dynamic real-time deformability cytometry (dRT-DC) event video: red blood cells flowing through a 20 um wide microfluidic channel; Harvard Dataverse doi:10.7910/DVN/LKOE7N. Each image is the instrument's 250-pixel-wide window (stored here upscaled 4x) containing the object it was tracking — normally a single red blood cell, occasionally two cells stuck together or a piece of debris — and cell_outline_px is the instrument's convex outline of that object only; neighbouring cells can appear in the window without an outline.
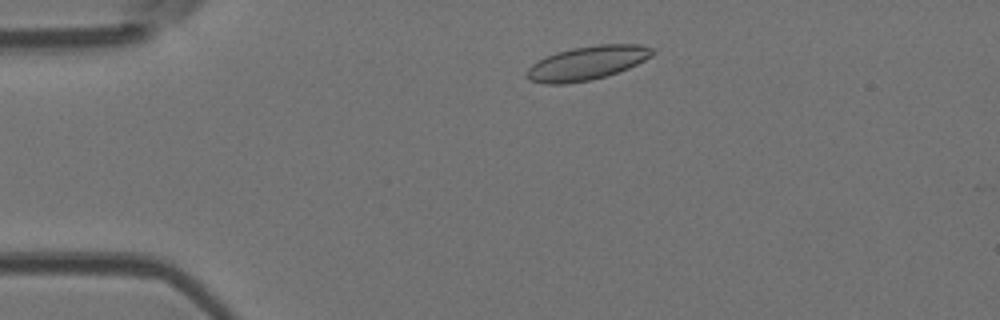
{"species": "Egyptian fruit bat (a non-hibernating species)", "species_latin": "Rousettus aegyptiacus", "temperature_condition": "room temperature", "stored_images_in_passage": 45, "camera_frame_rate_fps": 3000, "um_per_image_px": 0.085, "animal": {"sex": "female"}, "frame": {"image": 1, "passage_image": 4, "time_ms": 1.0, "image_size_px": [1000, 320], "cell_outline_px": [[652, 56], [628, 68], [592, 80], [568, 84], [544, 84], [528, 80], [528, 68], [532, 64], [556, 52], [572, 48], [600, 44], [640, 44], [652, 48]], "centroid_in_image_um": [49.89, 5.36], "position_along_channel_um": 35.1, "area_um2": 24.51}}
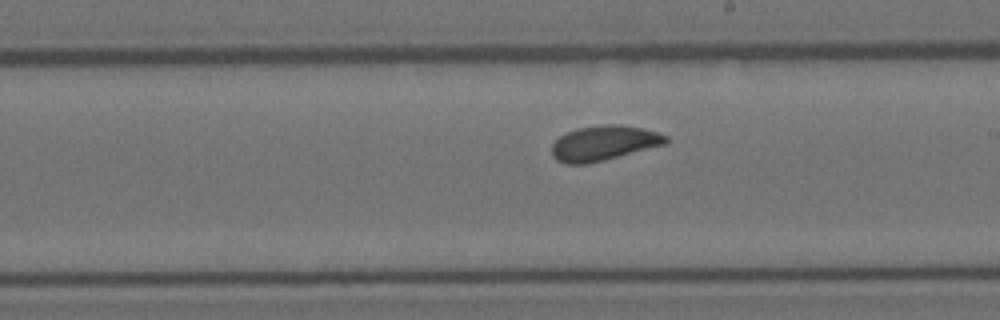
{"frame": {"image": 2, "passage_image": 23, "time_ms": 7.333, "image_size_px": [1000, 320], "cell_outline_px": [[668, 144], [588, 164], [564, 164], [556, 160], [552, 156], [552, 144], [560, 136], [576, 128], [604, 124], [620, 124], [640, 128], [656, 132], [668, 136]], "centroid_in_image_um": [51.32, 12.17], "position_along_channel_um": 237.7, "area_um2": 23.35}}
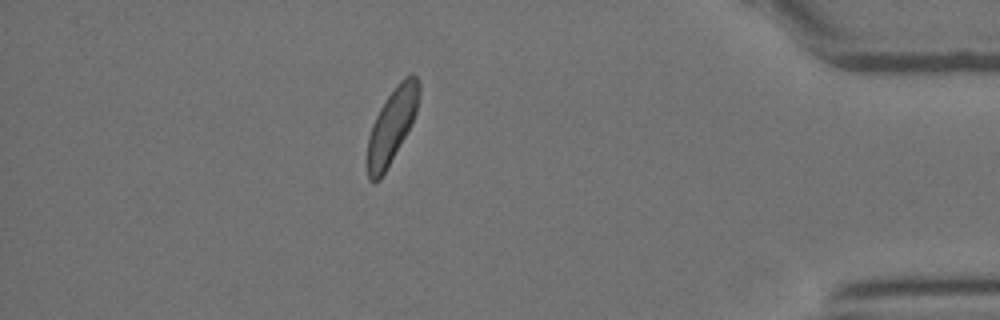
{"frame": {"image": 3, "passage_image": 39, "time_ms": 12.667, "image_size_px": [1000, 320], "cell_outline_px": [[420, 96], [416, 112], [412, 124], [380, 180], [372, 184], [368, 180], [368, 136], [372, 124], [384, 100], [396, 84], [404, 76], [412, 72], [416, 76], [420, 84]], "centroid_in_image_um": [33.32, 10.64], "position_along_channel_um": 401.9, "area_um2": 22.54}, "authors_computed_cell_mechanics": {"area_um2": 23.12, "velocity_mm_per_s": 3.8573, "shape_relaxation_time_tau1_ms": 3.1694, "shape_relaxation_time_tau2_ms": 2.243, "deformation_change_tau1": 0.1118, "deformation_change_tau2": 0.0654}}